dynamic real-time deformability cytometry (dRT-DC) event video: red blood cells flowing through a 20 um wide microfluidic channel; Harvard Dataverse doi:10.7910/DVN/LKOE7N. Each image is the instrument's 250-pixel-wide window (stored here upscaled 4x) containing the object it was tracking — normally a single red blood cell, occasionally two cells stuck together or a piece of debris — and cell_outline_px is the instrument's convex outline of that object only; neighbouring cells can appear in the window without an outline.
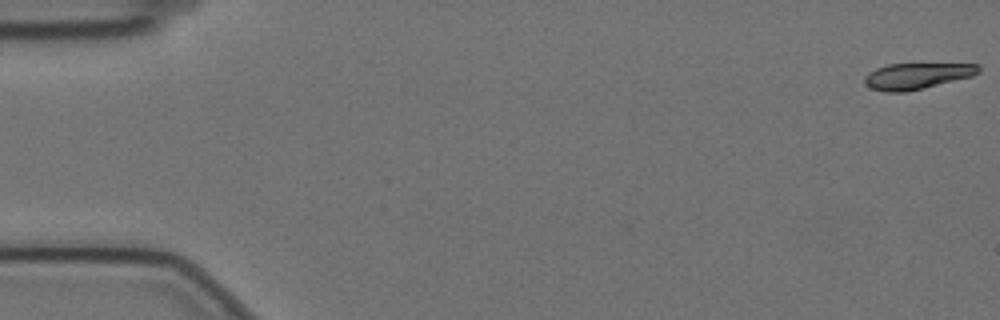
{"species": "Egyptian fruit bat (a non-hibernating species)", "species_latin": "Rousettus aegyptiacus", "temperature_condition": "cold", "stored_images_in_passage": 58, "camera_frame_rate_fps": 3000, "um_per_image_px": 0.085, "animal": {"sex": "female"}, "frame": {"image": 1, "passage_image": 1, "time_ms": 0.0, "image_size_px": [1000, 320], "cell_outline_px": [[980, 72], [972, 76], [924, 88], [904, 92], [884, 92], [872, 88], [864, 84], [864, 76], [868, 72], [876, 68], [888, 64], [980, 64]], "centroid_in_image_um": [77.91, 6.46], "position_along_channel_um": 7.1, "area_um2": 17.34}}
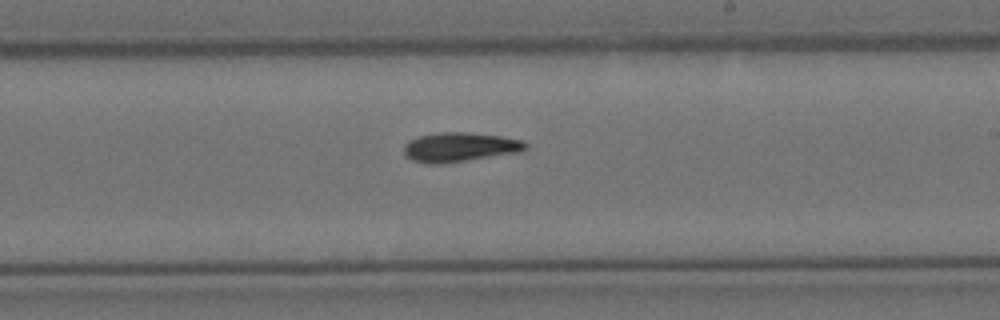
{"frame": {"image": 2, "passage_image": 34, "time_ms": 11.0, "image_size_px": [1000, 320], "cell_outline_px": [[528, 148], [520, 152], [436, 164], [428, 164], [412, 160], [404, 152], [404, 144], [408, 140], [420, 136], [440, 132], [464, 132], [500, 136], [524, 140], [528, 144]], "centroid_in_image_um": [39.09, 12.49], "position_along_channel_um": 249.9, "area_um2": 20.58}}
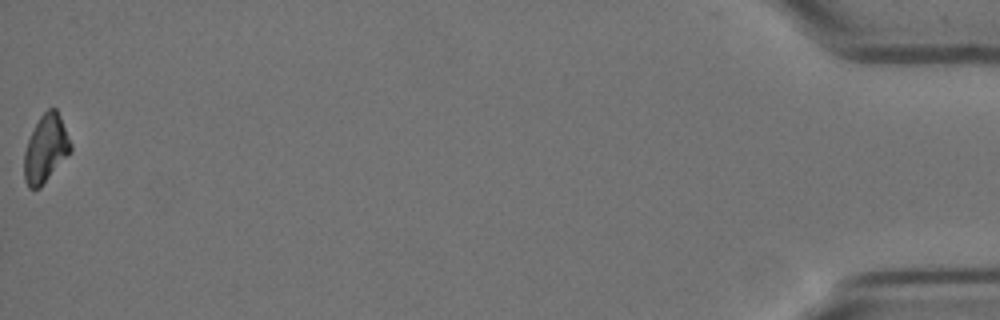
{"frame": {"image": 3, "passage_image": 58, "time_ms": 19.0, "image_size_px": [1000, 320], "cell_outline_px": [[72, 152], [40, 188], [28, 188], [24, 180], [24, 152], [28, 140], [40, 116], [48, 108], [56, 108], [60, 116], [72, 144]], "centroid_in_image_um": [3.9, 12.66], "position_along_channel_um": 431.3, "area_um2": 18.38}, "authors_computed_cell_mechanics": {"area_um2": 19.3919, "velocity_mm_per_s": 3.5171, "shape_relaxation_time_tau1_ms": 4.2532, "shape_relaxation_time_tau2_ms": 6.2414, "deformation_change_tau1": 0.131, "deformation_change_tau2": 0.1099}}